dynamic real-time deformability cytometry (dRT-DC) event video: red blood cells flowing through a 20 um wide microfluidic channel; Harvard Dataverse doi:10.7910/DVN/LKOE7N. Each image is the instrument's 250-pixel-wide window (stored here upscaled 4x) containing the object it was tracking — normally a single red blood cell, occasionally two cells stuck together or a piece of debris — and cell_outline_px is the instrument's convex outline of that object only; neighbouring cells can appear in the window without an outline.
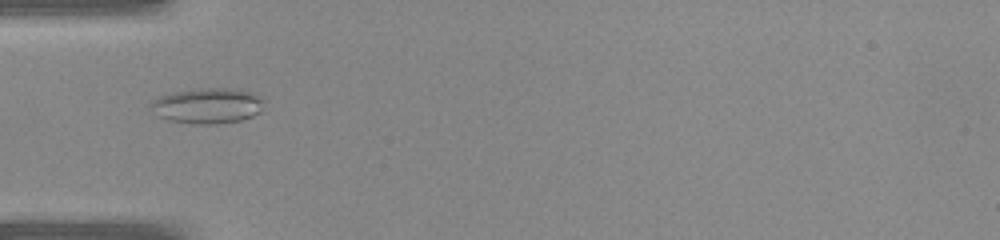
{"species": "common noctule bat (a hibernating species)", "species_latin": "Nyctalus noctula", "temperature_condition": "warm", "stored_images_in_passage": 30, "camera_frame_rate_fps": 3000, "um_per_image_px": 0.085, "animal": {"sex": "female", "body_mass_g": 22.0, "forearm_length_mm": 56.7}, "frame": {"image": 1, "passage_image": 3, "time_ms": 0.667, "image_size_px": [1000, 240], "cell_outline_px": [[264, 100], [260, 112], [252, 116], [240, 120], [216, 124], [192, 124], [168, 120], [156, 116], [148, 108], [148, 104], [152, 100], [160, 96], [172, 92], [200, 88], [236, 88], [252, 92]], "centroid_in_image_um": [17.58, 8.98], "position_along_channel_um": 67.4, "area_um2": 23.81}}
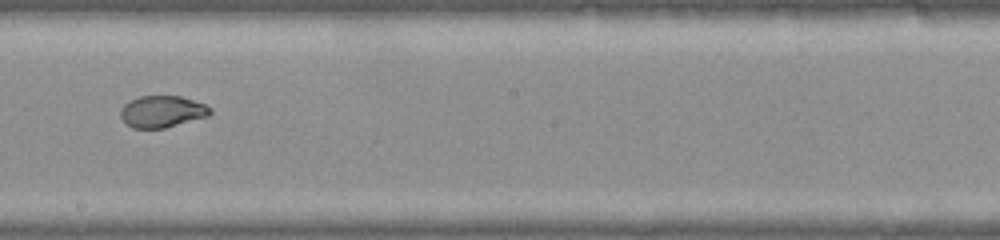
{"frame": {"image": 2, "passage_image": 13, "time_ms": 4.0, "image_size_px": [1000, 240], "cell_outline_px": [[212, 112], [208, 116], [164, 128], [132, 128], [124, 124], [120, 116], [120, 108], [124, 104], [140, 96], [180, 96], [204, 104], [212, 108]], "centroid_in_image_um": [13.75, 9.49], "position_along_channel_um": 234.5, "area_um2": 16.59}}
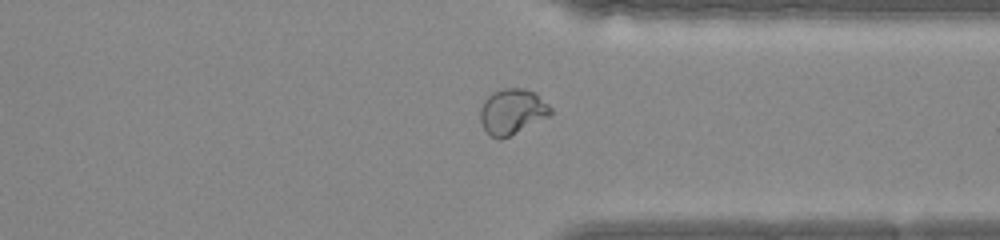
{"frame": {"image": 3, "passage_image": 21, "time_ms": 6.667, "image_size_px": [1000, 240], "cell_outline_px": [[552, 112], [548, 116], [500, 140], [492, 136], [480, 124], [480, 108], [484, 100], [492, 92], [504, 88], [524, 88], [536, 92], [552, 108]], "centroid_in_image_um": [43.52, 9.45], "position_along_channel_um": 367.9, "area_um2": 18.5}}